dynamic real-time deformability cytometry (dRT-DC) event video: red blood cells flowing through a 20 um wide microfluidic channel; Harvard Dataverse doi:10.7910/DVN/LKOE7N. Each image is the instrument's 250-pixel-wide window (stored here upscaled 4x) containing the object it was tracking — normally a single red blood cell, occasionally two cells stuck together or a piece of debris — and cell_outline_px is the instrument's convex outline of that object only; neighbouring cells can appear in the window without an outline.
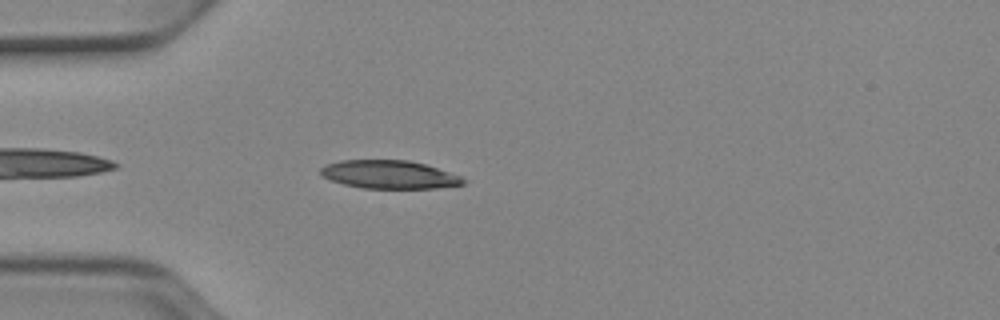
{"species": "Egyptian fruit bat (a non-hibernating species)", "species_latin": "Rousettus aegyptiacus", "temperature_condition": "cold", "stored_images_in_passage": 40, "camera_frame_rate_fps": 3000, "um_per_image_px": 0.085, "animal": {"sex": "female"}, "frame": {"image": 1, "passage_image": 3, "time_ms": 0.667, "image_size_px": [1000, 320], "cell_outline_px": [[464, 184], [436, 188], [360, 188], [344, 184], [332, 180], [324, 176], [320, 172], [320, 168], [324, 164], [340, 160], [408, 160], [424, 164], [460, 176], [464, 180]], "centroid_in_image_um": [33.04, 14.83], "position_along_channel_um": 52.0, "area_um2": 23.24}}
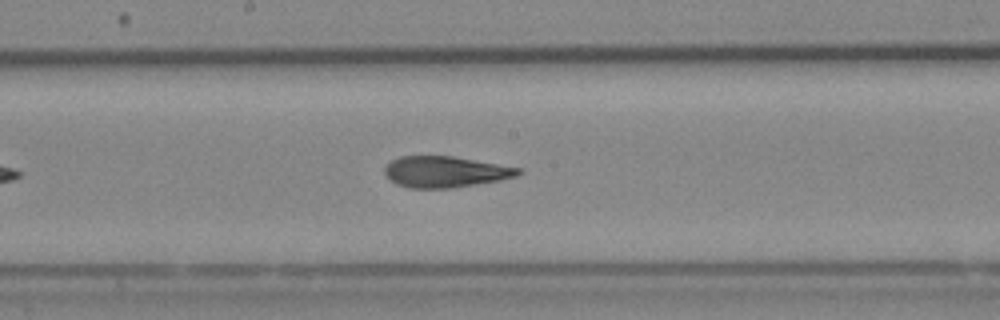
{"frame": {"image": 2, "passage_image": 16, "time_ms": 5.0, "image_size_px": [1000, 320], "cell_outline_px": [[524, 172], [516, 176], [500, 180], [452, 188], [408, 188], [396, 184], [384, 172], [384, 168], [392, 160], [400, 156], [452, 156], [520, 168]], "centroid_in_image_um": [37.85, 14.61], "position_along_channel_um": 210.4, "area_um2": 24.04}}
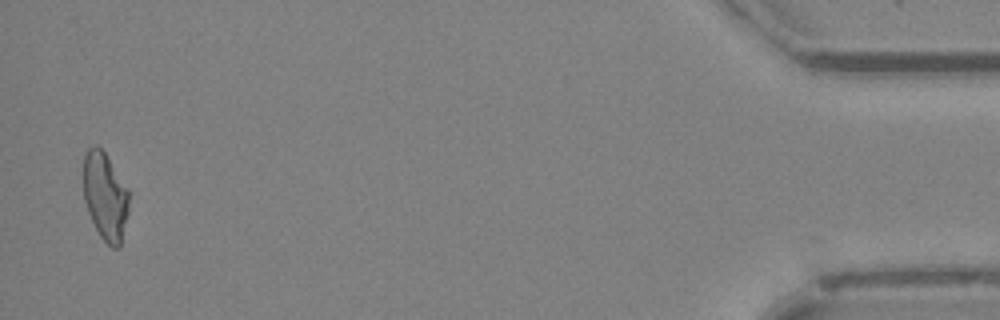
{"frame": {"image": 3, "passage_image": 39, "time_ms": 12.667, "image_size_px": [1000, 320], "cell_outline_px": [[128, 212], [120, 248], [112, 248], [100, 236], [88, 212], [84, 200], [84, 156], [88, 148], [96, 144], [104, 152], [128, 188]], "centroid_in_image_um": [8.95, 16.7], "position_along_channel_um": 426.3, "area_um2": 23.12}, "authors_computed_cell_mechanics": {"area_um2": 24.4783, "velocity_mm_per_s": 3.9257, "shape_relaxation_time_tau1_ms": 6.1461, "shape_relaxation_time_tau2_ms": 2.8751, "deformation_change_tau1": 0.1848, "deformation_change_tau2": 0.1146}}